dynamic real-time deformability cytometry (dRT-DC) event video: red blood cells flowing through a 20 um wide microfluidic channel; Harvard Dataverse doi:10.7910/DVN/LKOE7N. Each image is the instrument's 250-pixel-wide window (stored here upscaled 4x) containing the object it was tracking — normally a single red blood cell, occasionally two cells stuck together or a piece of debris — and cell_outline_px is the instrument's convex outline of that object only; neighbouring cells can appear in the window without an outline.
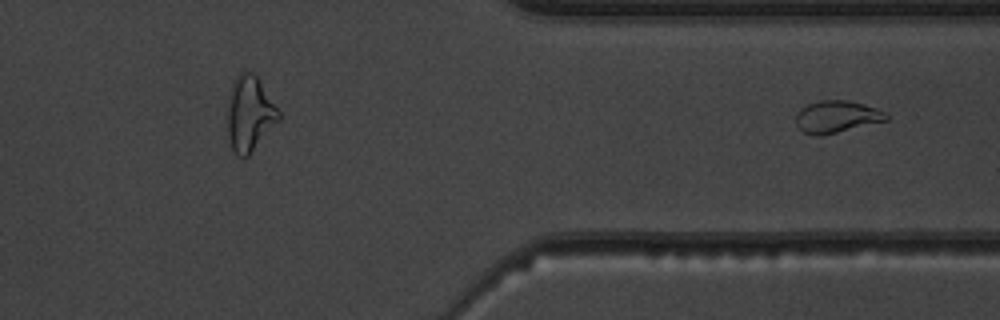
{"species": "common noctule bat (a hibernating species)", "species_latin": "Nyctalus noctula", "temperature_condition": "warm", "stored_images_in_passage": 40, "segment_of_instrument_passage": [2, 2], "camera_frame_rate_fps": 3000, "um_per_image_px": 0.085, "animal": {"sex": "male", "body_mass_g": 19.5, "forearm_length_mm": 54.6}, "frame": {"image": 1, "passage_image": 40, "time_ms": 13.0, "image_size_px": [1000, 320], "cell_outline_px": [[888, 120], [820, 136], [812, 136], [804, 132], [796, 124], [796, 112], [800, 108], [808, 104], [820, 100], [848, 100], [864, 104], [888, 112]], "centroid_in_image_um": [71.12, 9.91], "position_along_channel_um": 340.3, "area_um2": 16.99}}